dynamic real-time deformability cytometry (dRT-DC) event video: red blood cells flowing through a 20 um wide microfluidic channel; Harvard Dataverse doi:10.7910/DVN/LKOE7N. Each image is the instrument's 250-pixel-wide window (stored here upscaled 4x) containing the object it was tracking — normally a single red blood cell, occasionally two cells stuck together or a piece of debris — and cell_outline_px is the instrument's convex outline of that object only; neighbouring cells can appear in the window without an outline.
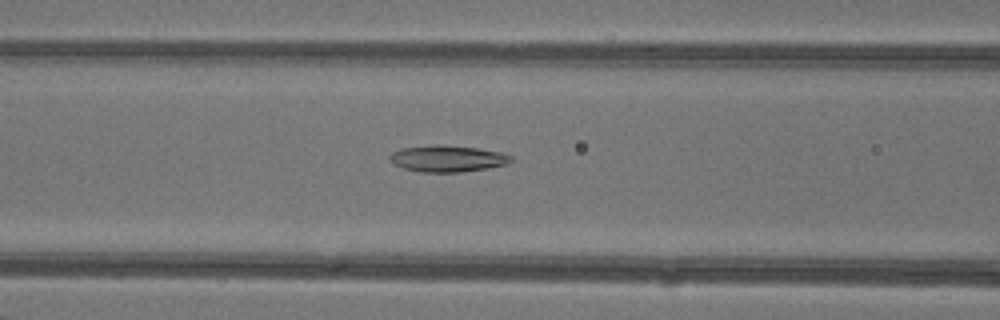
{"species": "common noctule bat (a hibernating species)", "species_latin": "Nyctalus noctula", "temperature_condition": "warm", "stored_images_in_passage": 48, "camera_frame_rate_fps": 3000, "um_per_image_px": 0.085, "animal": {"sex": "female"}, "frame": {"image": 1, "passage_image": 21, "time_ms": 6.667, "image_size_px": [1000, 320], "cell_outline_px": [[512, 160], [508, 164], [488, 168], [460, 172], [420, 172], [404, 168], [396, 164], [388, 156], [392, 152], [400, 148], [436, 144], [476, 148], [500, 152], [512, 156]], "centroid_in_image_um": [38.04, 13.48], "position_along_channel_um": 128.6, "area_um2": 18.61}}
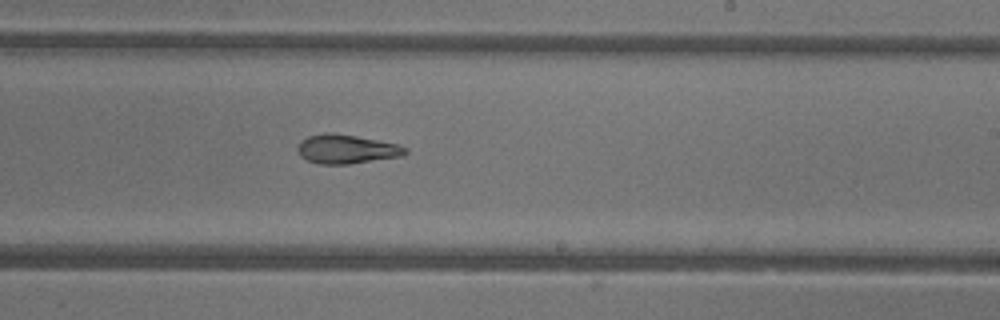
{"frame": {"image": 2, "passage_image": 30, "time_ms": 9.667, "image_size_px": [1000, 320], "cell_outline_px": [[408, 152], [400, 156], [348, 164], [320, 164], [308, 160], [300, 156], [296, 148], [300, 140], [308, 136], [324, 132], [332, 132], [356, 136], [396, 144], [408, 148]], "centroid_in_image_um": [29.4, 12.66], "position_along_channel_um": 259.6, "area_um2": 18.15}}
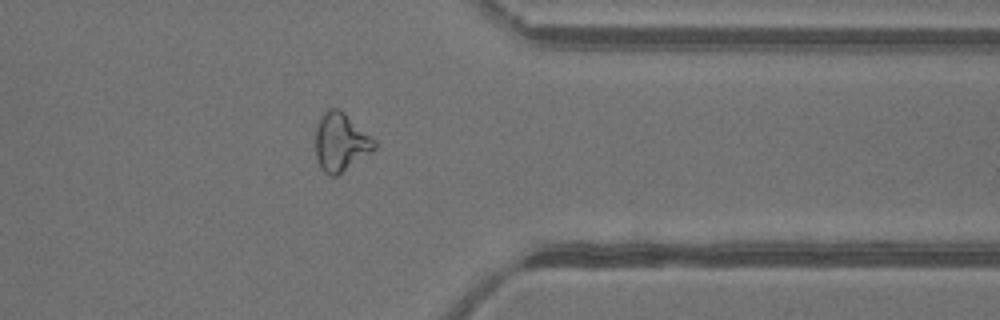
{"frame": {"image": 3, "passage_image": 39, "time_ms": 12.667, "image_size_px": [1000, 320], "cell_outline_px": [[376, 148], [372, 152], [336, 176], [332, 176], [324, 172], [320, 168], [316, 156], [316, 128], [320, 116], [328, 108], [336, 108], [344, 112], [372, 136], [376, 140]], "centroid_in_image_um": [28.97, 12.07], "position_along_channel_um": 382.4, "area_um2": 20.06}, "authors_computed_cell_mechanics": {"area_um2": 20.23, "velocity_mm_per_s": 4.3612, "shape_relaxation_time_tau1_ms": null, "shape_relaxation_time_tau2_ms": 3.171, "deformation_change_tau1": null, "deformation_change_tau2": 0.1069}}